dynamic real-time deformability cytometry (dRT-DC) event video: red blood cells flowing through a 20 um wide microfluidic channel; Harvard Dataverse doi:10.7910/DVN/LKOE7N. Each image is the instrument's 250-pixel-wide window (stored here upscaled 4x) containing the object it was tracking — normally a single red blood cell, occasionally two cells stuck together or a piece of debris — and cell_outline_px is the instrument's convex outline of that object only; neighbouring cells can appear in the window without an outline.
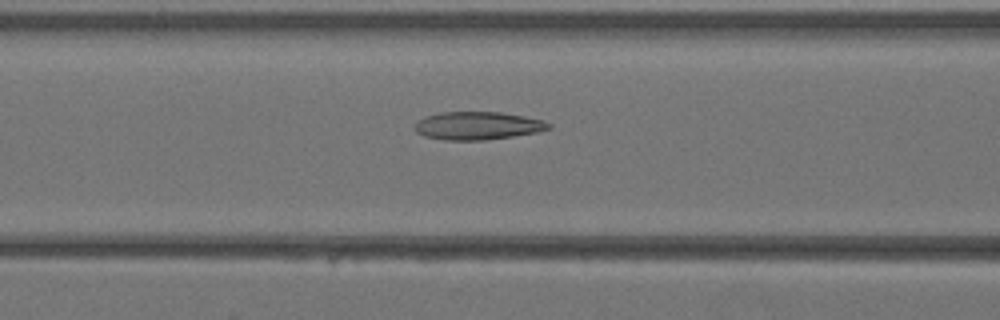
{"species": "Egyptian fruit bat (a non-hibernating species)", "species_latin": "Rousettus aegyptiacus", "temperature_condition": "warm", "stored_images_in_passage": 41, "camera_frame_rate_fps": 3000, "um_per_image_px": 0.085, "animal": {"sex": "female"}, "frame": {"image": 1, "passage_image": 17, "time_ms": 5.333, "image_size_px": [1000, 320], "cell_outline_px": [[552, 128], [536, 132], [512, 136], [484, 140], [444, 140], [424, 136], [416, 132], [416, 124], [424, 116], [440, 112], [500, 112], [524, 116], [544, 120], [552, 124]], "centroid_in_image_um": [40.62, 10.68], "position_along_channel_um": 126.0, "area_um2": 21.79}}
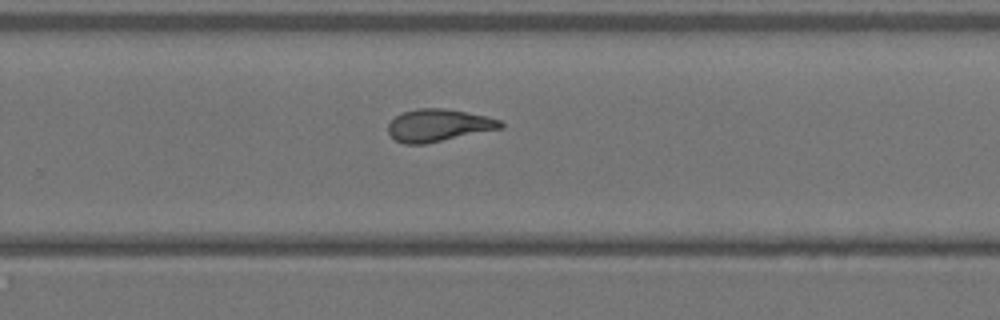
{"frame": {"image": 2, "passage_image": 27, "time_ms": 8.667, "image_size_px": [1000, 320], "cell_outline_px": [[504, 124], [500, 128], [424, 144], [404, 144], [396, 140], [388, 132], [388, 124], [400, 112], [416, 108], [444, 108], [484, 116], [500, 120]], "centroid_in_image_um": [37.2, 10.64], "position_along_channel_um": 292.6, "area_um2": 20.87}}
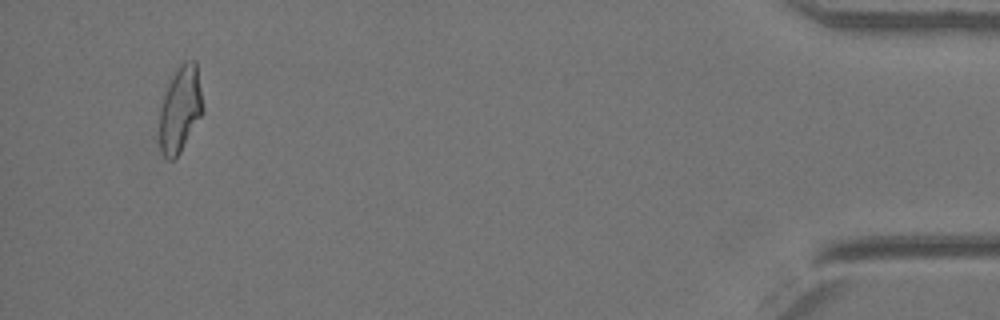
{"frame": {"image": 3, "passage_image": 39, "time_ms": 12.667, "image_size_px": [1000, 320], "cell_outline_px": [[204, 112], [180, 152], [172, 160], [168, 160], [164, 156], [160, 148], [160, 108], [168, 84], [172, 76], [180, 64], [184, 60], [196, 60], [204, 108]], "centroid_in_image_um": [15.34, 9.26], "position_along_channel_um": 419.9, "area_um2": 21.73}}